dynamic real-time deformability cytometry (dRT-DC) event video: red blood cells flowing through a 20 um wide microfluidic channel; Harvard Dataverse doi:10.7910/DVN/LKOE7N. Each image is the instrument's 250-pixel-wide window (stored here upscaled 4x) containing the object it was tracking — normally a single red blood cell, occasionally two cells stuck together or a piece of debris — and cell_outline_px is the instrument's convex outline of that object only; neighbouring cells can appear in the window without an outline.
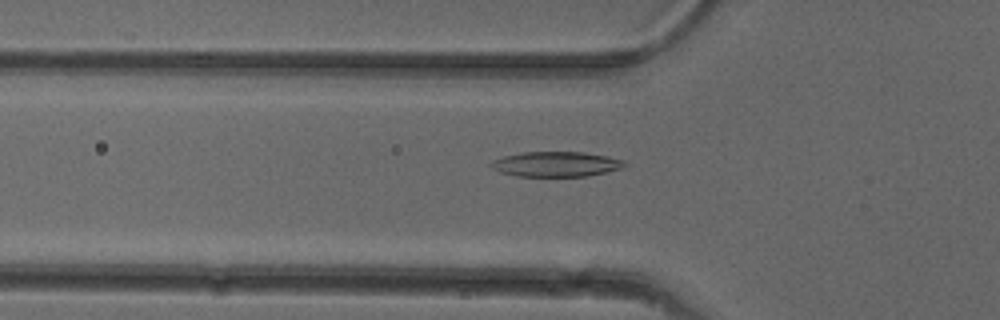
{"species": "common noctule bat (a hibernating species)", "species_latin": "Nyctalus noctula", "temperature_condition": "cold", "stored_images_in_passage": 51, "camera_frame_rate_fps": 3000, "um_per_image_px": 0.085, "animal": {"sex": "female"}, "frame": {"image": 1, "passage_image": 17, "time_ms": 5.333, "image_size_px": [1000, 320], "cell_outline_px": [[628, 164], [620, 168], [588, 176], [516, 176], [500, 172], [492, 168], [488, 164], [492, 160], [504, 156], [524, 152], [584, 152], [608, 156], [624, 160]], "centroid_in_image_um": [47.24, 13.95], "position_along_channel_um": 78.6, "area_um2": 19.48}}
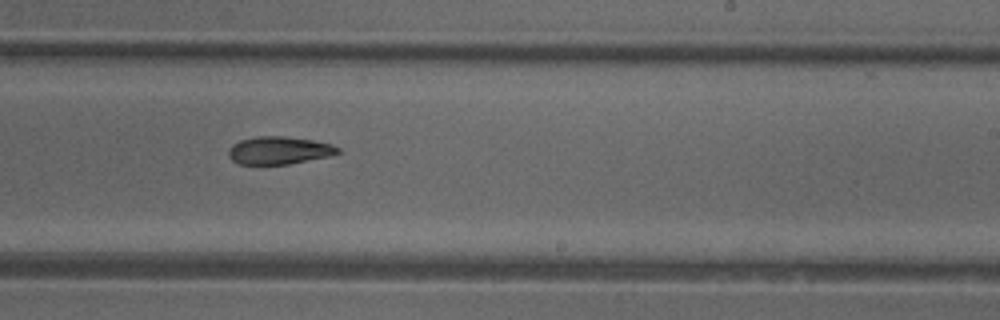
{"frame": {"image": 2, "passage_image": 31, "time_ms": 10.0, "image_size_px": [1000, 320], "cell_outline_px": [[340, 152], [328, 156], [288, 164], [240, 164], [232, 160], [228, 156], [228, 148], [232, 144], [240, 140], [260, 136], [284, 136], [312, 140], [332, 144], [340, 148]], "centroid_in_image_um": [23.69, 12.78], "position_along_channel_um": 265.3, "area_um2": 17.57}}
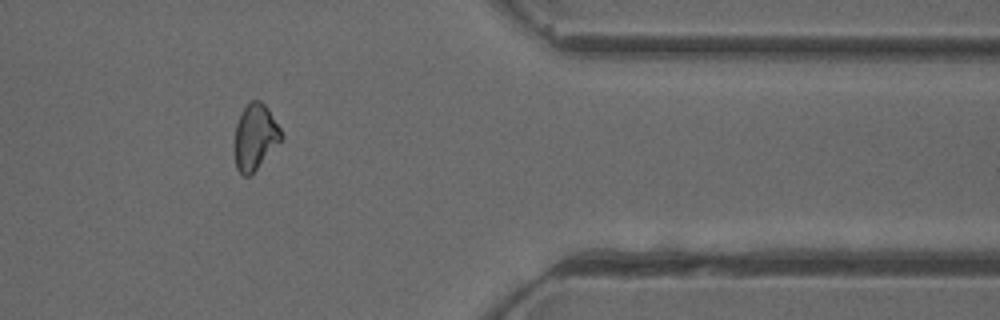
{"frame": {"image": 3, "passage_image": 42, "time_ms": 13.667, "image_size_px": [1000, 320], "cell_outline_px": [[284, 136], [256, 168], [248, 176], [244, 176], [236, 168], [236, 124], [248, 100], [260, 100], [268, 108], [280, 128]], "centroid_in_image_um": [21.7, 11.58], "position_along_channel_um": 389.7, "area_um2": 17.28}, "authors_computed_cell_mechanics": {"area_um2": 18.6694, "velocity_mm_per_s": 3.9901, "shape_relaxation_time_tau1_ms": 10.5727, "shape_relaxation_time_tau2_ms": null, "deformation_change_tau1": 0.2073, "deformation_change_tau2": null}}